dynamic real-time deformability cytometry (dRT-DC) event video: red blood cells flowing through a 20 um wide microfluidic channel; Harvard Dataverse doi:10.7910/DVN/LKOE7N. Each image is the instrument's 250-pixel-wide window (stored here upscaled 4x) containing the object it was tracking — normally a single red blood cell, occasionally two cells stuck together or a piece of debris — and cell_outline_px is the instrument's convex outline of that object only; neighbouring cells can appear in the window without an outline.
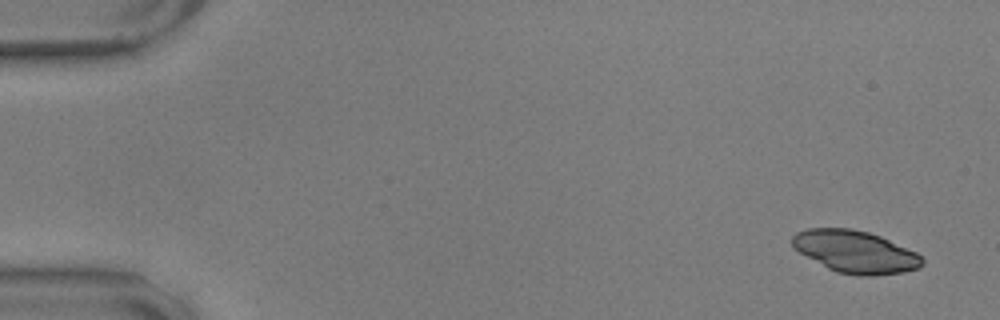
{"species": "common noctule bat (a hibernating species)", "species_latin": "Nyctalus noctula", "temperature_condition": "warm", "stored_images_in_passage": 54, "camera_frame_rate_fps": 3000, "um_per_image_px": 0.085, "animal": {"sex": "male", "body_mass_g": 17.9, "forearm_length_mm": 54.2}, "frame": {"image": 1, "passage_image": 1, "time_ms": 0.0, "image_size_px": [1000, 320], "cell_outline_px": [[924, 264], [920, 268], [904, 272], [876, 276], [856, 276], [836, 272], [828, 268], [792, 248], [792, 236], [796, 232], [808, 228], [852, 228], [868, 232], [880, 236], [916, 252], [924, 260]], "centroid_in_image_um": [72.7, 21.41], "position_along_channel_um": 12.3, "area_um2": 32.19}}